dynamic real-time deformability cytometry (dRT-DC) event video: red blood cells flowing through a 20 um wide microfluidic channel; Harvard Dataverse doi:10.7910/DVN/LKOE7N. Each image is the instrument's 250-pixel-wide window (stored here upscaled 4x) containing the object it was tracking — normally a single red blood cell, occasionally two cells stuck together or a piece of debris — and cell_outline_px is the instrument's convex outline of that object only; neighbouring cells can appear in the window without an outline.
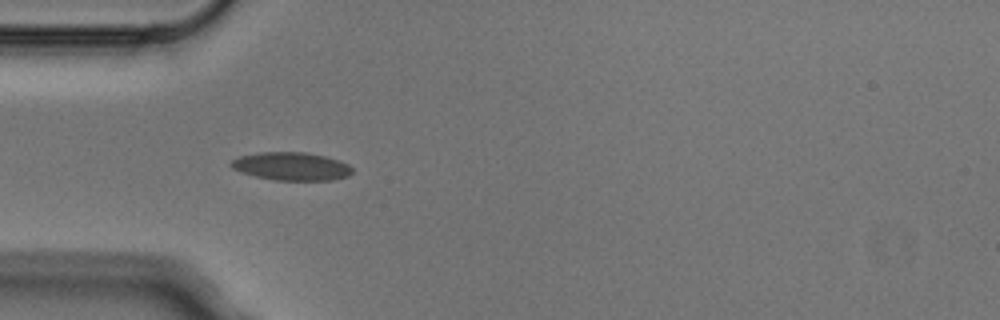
{"species": "Egyptian fruit bat (a non-hibernating species)", "species_latin": "Rousettus aegyptiacus", "temperature_condition": "cold", "stored_images_in_passage": 7, "camera_frame_rate_fps": 3000, "um_per_image_px": 0.085, "animal": {"sex": "male"}, "frame": {"image": 1, "passage_image": 5, "time_ms": 1.333, "image_size_px": [1000, 320], "cell_outline_px": [[352, 172], [348, 176], [332, 180], [276, 180], [256, 176], [240, 172], [232, 168], [228, 164], [232, 160], [240, 156], [260, 152], [304, 152], [324, 156], [340, 160], [348, 164], [352, 168]], "centroid_in_image_um": [24.76, 14.13], "position_along_channel_um": 60.2, "area_um2": 19.83}}
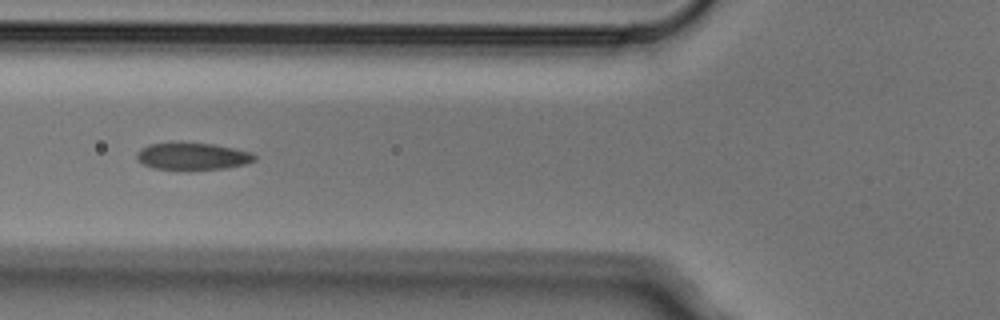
{"frame": {"image": 2, "passage_image": 6, "time_ms": 1.667, "image_size_px": [1000, 320], "cell_outline_px": [[256, 160], [244, 164], [224, 168], [156, 168], [144, 164], [136, 156], [136, 152], [140, 148], [148, 144], [172, 140], [180, 140], [212, 144], [252, 152], [256, 156]], "centroid_in_image_um": [16.32, 13.21], "position_along_channel_um": 109.5, "area_um2": 18.67}}
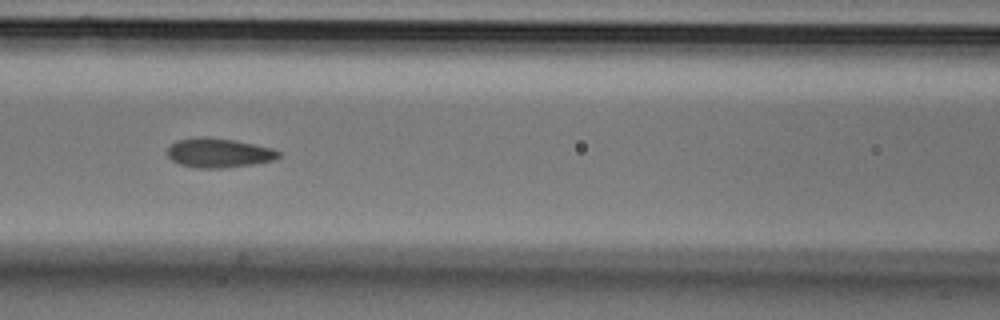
{"frame": {"image": 3, "passage_image": 7, "time_ms": 2.0, "image_size_px": [1000, 320], "cell_outline_px": [[280, 156], [272, 160], [252, 164], [228, 168], [196, 168], [180, 164], [172, 160], [168, 156], [168, 148], [176, 140], [236, 140], [272, 148], [280, 152]], "centroid_in_image_um": [18.64, 13.05], "position_along_channel_um": 148.0, "area_um2": 18.15}}